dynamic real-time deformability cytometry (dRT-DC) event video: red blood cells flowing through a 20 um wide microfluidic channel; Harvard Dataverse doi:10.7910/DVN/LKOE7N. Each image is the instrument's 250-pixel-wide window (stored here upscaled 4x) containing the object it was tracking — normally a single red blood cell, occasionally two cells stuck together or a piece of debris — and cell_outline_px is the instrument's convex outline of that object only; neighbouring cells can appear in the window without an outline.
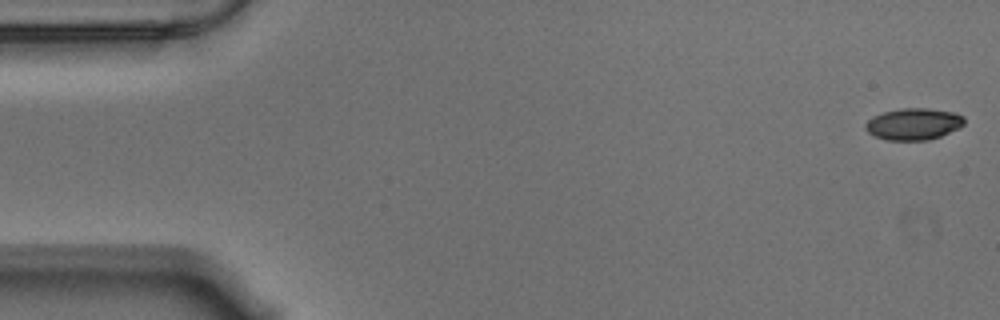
{"species": "Egyptian fruit bat (a non-hibernating species)", "species_latin": "Rousettus aegyptiacus", "temperature_condition": "warm", "stored_images_in_passage": 56, "camera_frame_rate_fps": 3000, "um_per_image_px": 0.085, "animal": {"sex": "male"}, "frame": {"image": 1, "passage_image": 1, "time_ms": 0.0, "image_size_px": [1000, 320], "cell_outline_px": [[964, 124], [960, 128], [940, 136], [928, 140], [884, 140], [868, 132], [864, 128], [864, 124], [872, 116], [884, 112], [900, 108], [928, 108], [956, 112], [964, 116]], "centroid_in_image_um": [77.66, 10.53], "position_along_channel_um": 7.3, "area_um2": 18.44}}
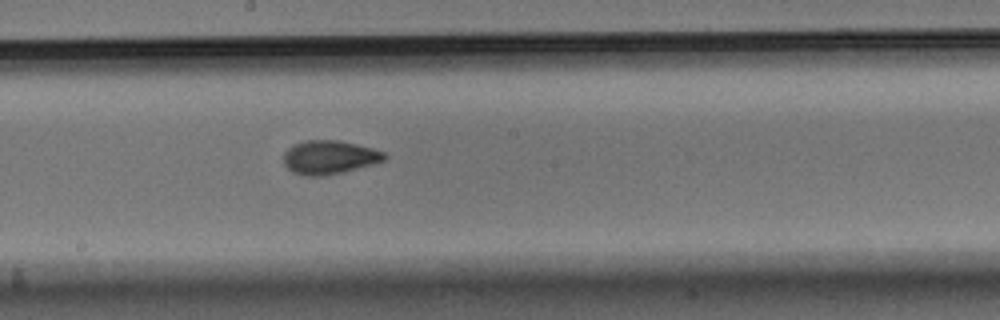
{"frame": {"image": 2, "passage_image": 30, "time_ms": 9.667, "image_size_px": [1000, 320], "cell_outline_px": [[388, 156], [384, 160], [372, 164], [344, 172], [324, 176], [304, 176], [292, 172], [284, 164], [284, 152], [292, 144], [304, 140], [336, 140], [372, 148], [384, 152]], "centroid_in_image_um": [27.96, 13.37], "position_along_channel_um": 220.2, "area_um2": 19.83}}
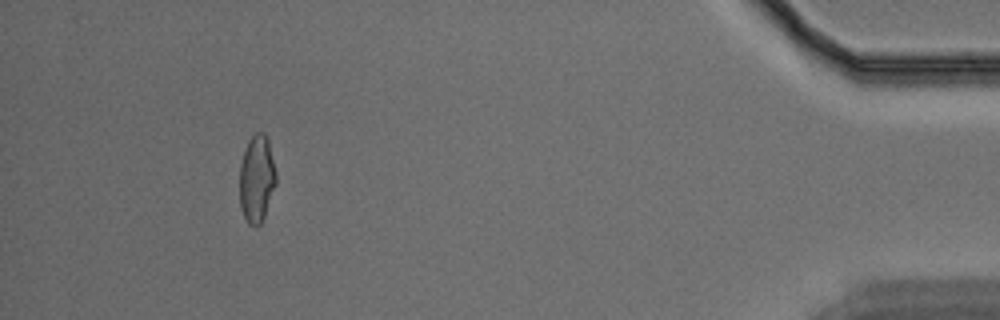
{"frame": {"image": 3, "passage_image": 52, "time_ms": 17.0, "image_size_px": [1000, 320], "cell_outline_px": [[276, 184], [264, 216], [260, 224], [256, 228], [248, 224], [240, 208], [240, 164], [248, 140], [256, 132], [264, 132], [268, 140], [276, 172]], "centroid_in_image_um": [21.82, 15.21], "position_along_channel_um": 413.4, "area_um2": 18.55}, "authors_computed_cell_mechanics": {"area_um2": 18.9584, "velocity_mm_per_s": 3.5495, "shape_relaxation_time_tau1_ms": 9.0029, "shape_relaxation_time_tau2_ms": 1.0831, "deformation_change_tau1": 0.2029, "deformation_change_tau2": 0.0544}}